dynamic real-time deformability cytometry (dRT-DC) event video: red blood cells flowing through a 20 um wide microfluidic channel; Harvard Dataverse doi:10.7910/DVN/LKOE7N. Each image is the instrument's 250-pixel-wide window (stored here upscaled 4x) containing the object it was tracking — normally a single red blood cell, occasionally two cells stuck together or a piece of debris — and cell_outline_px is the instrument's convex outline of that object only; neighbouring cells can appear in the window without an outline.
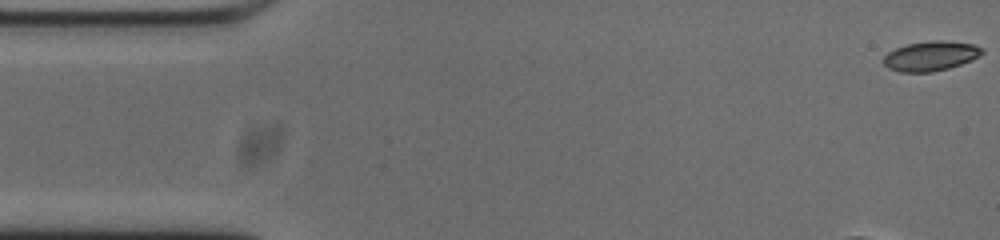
{"species": "common noctule bat (a hibernating species)", "species_latin": "Nyctalus noctula", "temperature_condition": "cold", "stored_images_in_passage": 54, "camera_frame_rate_fps": 3000, "um_per_image_px": 0.085, "animal": {"sex": "male", "body_mass_g": 20.0, "forearm_length_mm": 53.3}, "frame": {"image": 1, "passage_image": 1, "time_ms": 0.0, "image_size_px": [1000, 240], "cell_outline_px": [[984, 52], [980, 56], [972, 60], [948, 68], [932, 72], [900, 72], [888, 68], [884, 64], [884, 56], [888, 52], [896, 48], [908, 44], [932, 40], [944, 40], [972, 44], [984, 48]], "centroid_in_image_um": [79.13, 4.76], "position_along_channel_um": 5.9, "area_um2": 17.05}, "authors_computed_cell_mechanics": {"area_um2": 17.34, "velocity_mm_per_s": 3.6719, "shape_relaxation_time_tau1_ms": 6.7324, "shape_relaxation_time_tau2_ms": 5.0967, "deformation_change_tau1": 0.0929, "deformation_change_tau2": 0.0807}}